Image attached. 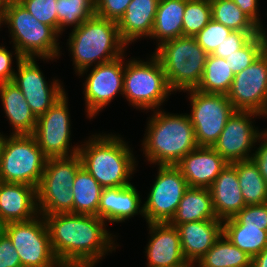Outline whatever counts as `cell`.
<instances>
[{"mask_svg": "<svg viewBox=\"0 0 267 267\" xmlns=\"http://www.w3.org/2000/svg\"><path fill=\"white\" fill-rule=\"evenodd\" d=\"M42 216L53 253L63 267H94L116 249L106 230L107 222L96 215L68 212Z\"/></svg>", "mask_w": 267, "mask_h": 267, "instance_id": "cell-1", "label": "cell"}, {"mask_svg": "<svg viewBox=\"0 0 267 267\" xmlns=\"http://www.w3.org/2000/svg\"><path fill=\"white\" fill-rule=\"evenodd\" d=\"M146 131L142 142L143 154L151 164L175 166L198 147L193 125L186 113L177 115L154 110Z\"/></svg>", "mask_w": 267, "mask_h": 267, "instance_id": "cell-2", "label": "cell"}, {"mask_svg": "<svg viewBox=\"0 0 267 267\" xmlns=\"http://www.w3.org/2000/svg\"><path fill=\"white\" fill-rule=\"evenodd\" d=\"M92 137L79 148L82 167L103 188L131 184L129 180L136 170V160L127 143L116 134H96Z\"/></svg>", "mask_w": 267, "mask_h": 267, "instance_id": "cell-3", "label": "cell"}, {"mask_svg": "<svg viewBox=\"0 0 267 267\" xmlns=\"http://www.w3.org/2000/svg\"><path fill=\"white\" fill-rule=\"evenodd\" d=\"M68 37L74 69L79 76L88 72L94 63L97 66L119 58L127 48L119 35L117 22L97 15L74 28Z\"/></svg>", "mask_w": 267, "mask_h": 267, "instance_id": "cell-4", "label": "cell"}, {"mask_svg": "<svg viewBox=\"0 0 267 267\" xmlns=\"http://www.w3.org/2000/svg\"><path fill=\"white\" fill-rule=\"evenodd\" d=\"M3 24L8 25L13 39L15 58L56 59L60 54L59 34L49 25L39 22L18 0H4Z\"/></svg>", "mask_w": 267, "mask_h": 267, "instance_id": "cell-5", "label": "cell"}, {"mask_svg": "<svg viewBox=\"0 0 267 267\" xmlns=\"http://www.w3.org/2000/svg\"><path fill=\"white\" fill-rule=\"evenodd\" d=\"M159 60L172 91L196 89L201 81L208 54L195 37L181 36L157 46Z\"/></svg>", "mask_w": 267, "mask_h": 267, "instance_id": "cell-6", "label": "cell"}, {"mask_svg": "<svg viewBox=\"0 0 267 267\" xmlns=\"http://www.w3.org/2000/svg\"><path fill=\"white\" fill-rule=\"evenodd\" d=\"M8 137V138H7ZM0 146V181L38 187L47 158L32 134H11Z\"/></svg>", "mask_w": 267, "mask_h": 267, "instance_id": "cell-7", "label": "cell"}, {"mask_svg": "<svg viewBox=\"0 0 267 267\" xmlns=\"http://www.w3.org/2000/svg\"><path fill=\"white\" fill-rule=\"evenodd\" d=\"M149 59L144 62L133 58L125 62L124 69L123 97L144 111L159 109L173 92L159 60L153 54Z\"/></svg>", "mask_w": 267, "mask_h": 267, "instance_id": "cell-8", "label": "cell"}, {"mask_svg": "<svg viewBox=\"0 0 267 267\" xmlns=\"http://www.w3.org/2000/svg\"><path fill=\"white\" fill-rule=\"evenodd\" d=\"M82 166L78 154L47 159L40 183L36 188L39 215L73 213V182Z\"/></svg>", "mask_w": 267, "mask_h": 267, "instance_id": "cell-9", "label": "cell"}, {"mask_svg": "<svg viewBox=\"0 0 267 267\" xmlns=\"http://www.w3.org/2000/svg\"><path fill=\"white\" fill-rule=\"evenodd\" d=\"M191 100L189 119L195 131L198 146L213 147L226 122L236 111L227 95L187 90Z\"/></svg>", "mask_w": 267, "mask_h": 267, "instance_id": "cell-10", "label": "cell"}, {"mask_svg": "<svg viewBox=\"0 0 267 267\" xmlns=\"http://www.w3.org/2000/svg\"><path fill=\"white\" fill-rule=\"evenodd\" d=\"M6 234L19 255L22 267H63L53 253L42 215L29 221L8 223Z\"/></svg>", "mask_w": 267, "mask_h": 267, "instance_id": "cell-11", "label": "cell"}, {"mask_svg": "<svg viewBox=\"0 0 267 267\" xmlns=\"http://www.w3.org/2000/svg\"><path fill=\"white\" fill-rule=\"evenodd\" d=\"M67 98L65 93L52 107L37 118L36 128L32 135L47 159L74 156L78 154L80 148V145L69 148L71 123Z\"/></svg>", "mask_w": 267, "mask_h": 267, "instance_id": "cell-12", "label": "cell"}, {"mask_svg": "<svg viewBox=\"0 0 267 267\" xmlns=\"http://www.w3.org/2000/svg\"><path fill=\"white\" fill-rule=\"evenodd\" d=\"M157 174L147 201L143 204L147 223L170 222L189 187L181 171L174 165H159Z\"/></svg>", "mask_w": 267, "mask_h": 267, "instance_id": "cell-13", "label": "cell"}, {"mask_svg": "<svg viewBox=\"0 0 267 267\" xmlns=\"http://www.w3.org/2000/svg\"><path fill=\"white\" fill-rule=\"evenodd\" d=\"M236 111L267 112V55L263 52L242 72L235 74L227 94Z\"/></svg>", "mask_w": 267, "mask_h": 267, "instance_id": "cell-14", "label": "cell"}, {"mask_svg": "<svg viewBox=\"0 0 267 267\" xmlns=\"http://www.w3.org/2000/svg\"><path fill=\"white\" fill-rule=\"evenodd\" d=\"M125 55L101 63L90 71L84 84V99L87 117H95L120 93L123 95Z\"/></svg>", "mask_w": 267, "mask_h": 267, "instance_id": "cell-15", "label": "cell"}, {"mask_svg": "<svg viewBox=\"0 0 267 267\" xmlns=\"http://www.w3.org/2000/svg\"><path fill=\"white\" fill-rule=\"evenodd\" d=\"M36 58H22L17 63V71L12 82L23 93L31 111L38 118L52 107L64 94L60 81L53 80L51 86L37 65Z\"/></svg>", "mask_w": 267, "mask_h": 267, "instance_id": "cell-16", "label": "cell"}, {"mask_svg": "<svg viewBox=\"0 0 267 267\" xmlns=\"http://www.w3.org/2000/svg\"><path fill=\"white\" fill-rule=\"evenodd\" d=\"M253 116V117H252ZM261 116L252 111H235L225 124L213 148L228 163L250 160L252 148L263 133L253 126L252 118ZM254 145V146H253ZM251 154H250V153Z\"/></svg>", "mask_w": 267, "mask_h": 267, "instance_id": "cell-17", "label": "cell"}, {"mask_svg": "<svg viewBox=\"0 0 267 267\" xmlns=\"http://www.w3.org/2000/svg\"><path fill=\"white\" fill-rule=\"evenodd\" d=\"M150 240L146 247L147 265L154 267H189L178 230L169 222L148 223Z\"/></svg>", "mask_w": 267, "mask_h": 267, "instance_id": "cell-18", "label": "cell"}, {"mask_svg": "<svg viewBox=\"0 0 267 267\" xmlns=\"http://www.w3.org/2000/svg\"><path fill=\"white\" fill-rule=\"evenodd\" d=\"M228 162L213 148L198 146L175 166L189 187L210 188Z\"/></svg>", "mask_w": 267, "mask_h": 267, "instance_id": "cell-19", "label": "cell"}, {"mask_svg": "<svg viewBox=\"0 0 267 267\" xmlns=\"http://www.w3.org/2000/svg\"><path fill=\"white\" fill-rule=\"evenodd\" d=\"M38 215L35 187L0 182V216L7 223L29 221Z\"/></svg>", "mask_w": 267, "mask_h": 267, "instance_id": "cell-20", "label": "cell"}, {"mask_svg": "<svg viewBox=\"0 0 267 267\" xmlns=\"http://www.w3.org/2000/svg\"><path fill=\"white\" fill-rule=\"evenodd\" d=\"M141 203L140 195L133 184L125 187L103 188L97 216L110 223L125 222L136 214L144 217Z\"/></svg>", "mask_w": 267, "mask_h": 267, "instance_id": "cell-21", "label": "cell"}, {"mask_svg": "<svg viewBox=\"0 0 267 267\" xmlns=\"http://www.w3.org/2000/svg\"><path fill=\"white\" fill-rule=\"evenodd\" d=\"M189 264L198 262L222 235V220L194 221L176 226Z\"/></svg>", "mask_w": 267, "mask_h": 267, "instance_id": "cell-22", "label": "cell"}, {"mask_svg": "<svg viewBox=\"0 0 267 267\" xmlns=\"http://www.w3.org/2000/svg\"><path fill=\"white\" fill-rule=\"evenodd\" d=\"M209 189L212 205L219 220L234 217L246 206L239 186L236 162L228 163Z\"/></svg>", "mask_w": 267, "mask_h": 267, "instance_id": "cell-23", "label": "cell"}, {"mask_svg": "<svg viewBox=\"0 0 267 267\" xmlns=\"http://www.w3.org/2000/svg\"><path fill=\"white\" fill-rule=\"evenodd\" d=\"M159 0H132L117 22L121 40L126 44L150 38Z\"/></svg>", "mask_w": 267, "mask_h": 267, "instance_id": "cell-24", "label": "cell"}, {"mask_svg": "<svg viewBox=\"0 0 267 267\" xmlns=\"http://www.w3.org/2000/svg\"><path fill=\"white\" fill-rule=\"evenodd\" d=\"M0 98L4 113L13 128L11 134H33L37 117L14 82L0 84Z\"/></svg>", "mask_w": 267, "mask_h": 267, "instance_id": "cell-25", "label": "cell"}, {"mask_svg": "<svg viewBox=\"0 0 267 267\" xmlns=\"http://www.w3.org/2000/svg\"><path fill=\"white\" fill-rule=\"evenodd\" d=\"M203 220H219L212 205L211 191L208 188L188 187L169 223L176 227Z\"/></svg>", "mask_w": 267, "mask_h": 267, "instance_id": "cell-26", "label": "cell"}, {"mask_svg": "<svg viewBox=\"0 0 267 267\" xmlns=\"http://www.w3.org/2000/svg\"><path fill=\"white\" fill-rule=\"evenodd\" d=\"M186 0H159L150 38L158 45L183 36Z\"/></svg>", "mask_w": 267, "mask_h": 267, "instance_id": "cell-27", "label": "cell"}, {"mask_svg": "<svg viewBox=\"0 0 267 267\" xmlns=\"http://www.w3.org/2000/svg\"><path fill=\"white\" fill-rule=\"evenodd\" d=\"M103 187L84 168L76 173L71 192L73 193V213L96 215Z\"/></svg>", "mask_w": 267, "mask_h": 267, "instance_id": "cell-28", "label": "cell"}, {"mask_svg": "<svg viewBox=\"0 0 267 267\" xmlns=\"http://www.w3.org/2000/svg\"><path fill=\"white\" fill-rule=\"evenodd\" d=\"M199 262L204 267H252V257L233 245L223 233Z\"/></svg>", "mask_w": 267, "mask_h": 267, "instance_id": "cell-29", "label": "cell"}, {"mask_svg": "<svg viewBox=\"0 0 267 267\" xmlns=\"http://www.w3.org/2000/svg\"><path fill=\"white\" fill-rule=\"evenodd\" d=\"M236 171L246 205L267 203V183L254 161L236 162Z\"/></svg>", "mask_w": 267, "mask_h": 267, "instance_id": "cell-30", "label": "cell"}, {"mask_svg": "<svg viewBox=\"0 0 267 267\" xmlns=\"http://www.w3.org/2000/svg\"><path fill=\"white\" fill-rule=\"evenodd\" d=\"M234 76L224 58L208 54L201 81L196 89L205 93L227 95Z\"/></svg>", "mask_w": 267, "mask_h": 267, "instance_id": "cell-31", "label": "cell"}, {"mask_svg": "<svg viewBox=\"0 0 267 267\" xmlns=\"http://www.w3.org/2000/svg\"><path fill=\"white\" fill-rule=\"evenodd\" d=\"M222 233L230 242L252 258L267 247V231L247 225H222Z\"/></svg>", "mask_w": 267, "mask_h": 267, "instance_id": "cell-32", "label": "cell"}, {"mask_svg": "<svg viewBox=\"0 0 267 267\" xmlns=\"http://www.w3.org/2000/svg\"><path fill=\"white\" fill-rule=\"evenodd\" d=\"M212 19L232 31L259 32V27L232 0H210Z\"/></svg>", "mask_w": 267, "mask_h": 267, "instance_id": "cell-33", "label": "cell"}, {"mask_svg": "<svg viewBox=\"0 0 267 267\" xmlns=\"http://www.w3.org/2000/svg\"><path fill=\"white\" fill-rule=\"evenodd\" d=\"M94 15L95 0H57V33L67 26L77 28Z\"/></svg>", "mask_w": 267, "mask_h": 267, "instance_id": "cell-34", "label": "cell"}, {"mask_svg": "<svg viewBox=\"0 0 267 267\" xmlns=\"http://www.w3.org/2000/svg\"><path fill=\"white\" fill-rule=\"evenodd\" d=\"M211 20L210 0H186L183 36L195 37Z\"/></svg>", "mask_w": 267, "mask_h": 267, "instance_id": "cell-35", "label": "cell"}, {"mask_svg": "<svg viewBox=\"0 0 267 267\" xmlns=\"http://www.w3.org/2000/svg\"><path fill=\"white\" fill-rule=\"evenodd\" d=\"M262 52V40L257 34L244 47L226 57L225 60L230 70L237 74L250 66Z\"/></svg>", "mask_w": 267, "mask_h": 267, "instance_id": "cell-36", "label": "cell"}, {"mask_svg": "<svg viewBox=\"0 0 267 267\" xmlns=\"http://www.w3.org/2000/svg\"><path fill=\"white\" fill-rule=\"evenodd\" d=\"M222 225H247L267 231V203L246 205L234 217L223 220Z\"/></svg>", "mask_w": 267, "mask_h": 267, "instance_id": "cell-37", "label": "cell"}, {"mask_svg": "<svg viewBox=\"0 0 267 267\" xmlns=\"http://www.w3.org/2000/svg\"><path fill=\"white\" fill-rule=\"evenodd\" d=\"M232 30L213 19L195 36L199 46L212 54L216 48L231 34Z\"/></svg>", "mask_w": 267, "mask_h": 267, "instance_id": "cell-38", "label": "cell"}, {"mask_svg": "<svg viewBox=\"0 0 267 267\" xmlns=\"http://www.w3.org/2000/svg\"><path fill=\"white\" fill-rule=\"evenodd\" d=\"M39 22L57 32V0H18Z\"/></svg>", "mask_w": 267, "mask_h": 267, "instance_id": "cell-39", "label": "cell"}, {"mask_svg": "<svg viewBox=\"0 0 267 267\" xmlns=\"http://www.w3.org/2000/svg\"><path fill=\"white\" fill-rule=\"evenodd\" d=\"M257 34L258 32L232 31L211 55L225 59L244 47Z\"/></svg>", "mask_w": 267, "mask_h": 267, "instance_id": "cell-40", "label": "cell"}, {"mask_svg": "<svg viewBox=\"0 0 267 267\" xmlns=\"http://www.w3.org/2000/svg\"><path fill=\"white\" fill-rule=\"evenodd\" d=\"M132 0H95L96 15L118 22Z\"/></svg>", "mask_w": 267, "mask_h": 267, "instance_id": "cell-41", "label": "cell"}, {"mask_svg": "<svg viewBox=\"0 0 267 267\" xmlns=\"http://www.w3.org/2000/svg\"><path fill=\"white\" fill-rule=\"evenodd\" d=\"M0 267H22L19 255L7 234L0 238Z\"/></svg>", "mask_w": 267, "mask_h": 267, "instance_id": "cell-42", "label": "cell"}, {"mask_svg": "<svg viewBox=\"0 0 267 267\" xmlns=\"http://www.w3.org/2000/svg\"><path fill=\"white\" fill-rule=\"evenodd\" d=\"M257 141L260 143L259 148L253 153L252 160L257 165L259 172L267 183V132L263 131V133L259 136Z\"/></svg>", "mask_w": 267, "mask_h": 267, "instance_id": "cell-43", "label": "cell"}, {"mask_svg": "<svg viewBox=\"0 0 267 267\" xmlns=\"http://www.w3.org/2000/svg\"><path fill=\"white\" fill-rule=\"evenodd\" d=\"M12 55L5 46H0V84L13 80L15 70L11 66L13 60Z\"/></svg>", "mask_w": 267, "mask_h": 267, "instance_id": "cell-44", "label": "cell"}, {"mask_svg": "<svg viewBox=\"0 0 267 267\" xmlns=\"http://www.w3.org/2000/svg\"><path fill=\"white\" fill-rule=\"evenodd\" d=\"M241 11L248 16L258 27L262 25L259 19L258 0H232Z\"/></svg>", "mask_w": 267, "mask_h": 267, "instance_id": "cell-45", "label": "cell"}, {"mask_svg": "<svg viewBox=\"0 0 267 267\" xmlns=\"http://www.w3.org/2000/svg\"><path fill=\"white\" fill-rule=\"evenodd\" d=\"M252 267H267V247L252 258Z\"/></svg>", "mask_w": 267, "mask_h": 267, "instance_id": "cell-46", "label": "cell"}, {"mask_svg": "<svg viewBox=\"0 0 267 267\" xmlns=\"http://www.w3.org/2000/svg\"><path fill=\"white\" fill-rule=\"evenodd\" d=\"M258 34L261 37L262 40V50L265 55H267V32L264 30L263 25L259 27Z\"/></svg>", "mask_w": 267, "mask_h": 267, "instance_id": "cell-47", "label": "cell"}, {"mask_svg": "<svg viewBox=\"0 0 267 267\" xmlns=\"http://www.w3.org/2000/svg\"><path fill=\"white\" fill-rule=\"evenodd\" d=\"M8 223L0 216V238L7 233Z\"/></svg>", "mask_w": 267, "mask_h": 267, "instance_id": "cell-48", "label": "cell"}, {"mask_svg": "<svg viewBox=\"0 0 267 267\" xmlns=\"http://www.w3.org/2000/svg\"><path fill=\"white\" fill-rule=\"evenodd\" d=\"M196 263H198V264H196ZM198 266V267H204L199 261L198 262H195V263H192V264H190L189 265V267H195L196 265ZM228 267V266H227Z\"/></svg>", "mask_w": 267, "mask_h": 267, "instance_id": "cell-49", "label": "cell"}, {"mask_svg": "<svg viewBox=\"0 0 267 267\" xmlns=\"http://www.w3.org/2000/svg\"><path fill=\"white\" fill-rule=\"evenodd\" d=\"M4 0H0V14H2V6H3Z\"/></svg>", "mask_w": 267, "mask_h": 267, "instance_id": "cell-50", "label": "cell"}, {"mask_svg": "<svg viewBox=\"0 0 267 267\" xmlns=\"http://www.w3.org/2000/svg\"><path fill=\"white\" fill-rule=\"evenodd\" d=\"M3 25V16L0 14V27Z\"/></svg>", "mask_w": 267, "mask_h": 267, "instance_id": "cell-51", "label": "cell"}, {"mask_svg": "<svg viewBox=\"0 0 267 267\" xmlns=\"http://www.w3.org/2000/svg\"><path fill=\"white\" fill-rule=\"evenodd\" d=\"M3 137H4V135L0 133V146H1V143H2V140H3Z\"/></svg>", "mask_w": 267, "mask_h": 267, "instance_id": "cell-52", "label": "cell"}]
</instances>
